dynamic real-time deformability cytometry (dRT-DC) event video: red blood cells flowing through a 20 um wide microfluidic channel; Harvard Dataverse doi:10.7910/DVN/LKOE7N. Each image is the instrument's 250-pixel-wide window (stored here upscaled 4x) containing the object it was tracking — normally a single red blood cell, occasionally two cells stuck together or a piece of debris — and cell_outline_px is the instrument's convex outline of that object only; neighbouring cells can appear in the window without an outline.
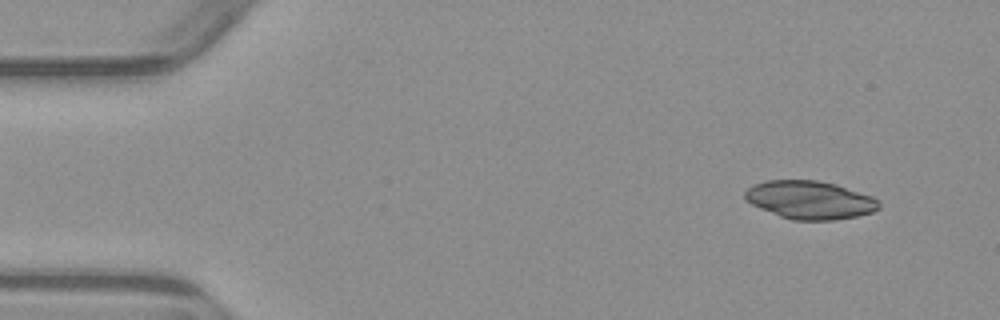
{"species": "common noctule bat (a hibernating species)", "species_latin": "Nyctalus noctula", "temperature_condition": "warm", "stored_images_in_passage": 4, "camera_frame_rate_fps": 3000, "um_per_image_px": 0.085, "animal": {"sex": "male", "body_mass_g": 23.1, "forearm_length_mm": 52.7}, "frame": {"image": 1, "passage_image": 1, "time_ms": 0.0, "image_size_px": [1000, 320], "cell_outline_px": [[880, 208], [872, 212], [856, 216], [836, 220], [792, 220], [780, 216], [760, 208], [744, 200], [744, 192], [748, 188], [756, 184], [768, 180], [816, 180], [836, 184], [872, 196], [880, 200]], "centroid_in_image_um": [68.85, 17.0], "position_along_channel_um": 16.1, "area_um2": 29.82}}